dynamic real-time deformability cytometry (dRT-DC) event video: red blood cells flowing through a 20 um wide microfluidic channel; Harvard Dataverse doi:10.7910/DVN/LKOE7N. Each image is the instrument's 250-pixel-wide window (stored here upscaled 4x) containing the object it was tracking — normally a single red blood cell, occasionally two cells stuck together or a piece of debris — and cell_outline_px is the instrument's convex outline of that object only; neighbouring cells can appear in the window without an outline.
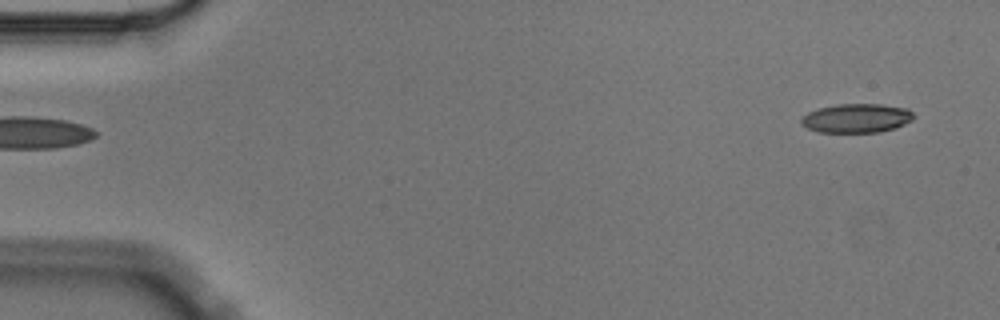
{"species": "Egyptian fruit bat (a non-hibernating species)", "species_latin": "Rousettus aegyptiacus", "temperature_condition": "cold", "stored_images_in_passage": 6, "segment_of_instrument_passage": [2, 2], "camera_frame_rate_fps": 3000, "um_per_image_px": 0.085, "animal": {"sex": "male"}, "frame": {"image": 1, "passage_image": 6, "time_ms": 1.667, "image_size_px": [1000, 320], "cell_outline_px": [[916, 116], [912, 120], [896, 128], [880, 132], [820, 132], [808, 128], [800, 124], [800, 120], [808, 112], [820, 108], [836, 104], [880, 104], [908, 108]], "centroid_in_image_um": [72.84, 10.04], "position_along_channel_um": 12.2, "area_um2": 19.07}}